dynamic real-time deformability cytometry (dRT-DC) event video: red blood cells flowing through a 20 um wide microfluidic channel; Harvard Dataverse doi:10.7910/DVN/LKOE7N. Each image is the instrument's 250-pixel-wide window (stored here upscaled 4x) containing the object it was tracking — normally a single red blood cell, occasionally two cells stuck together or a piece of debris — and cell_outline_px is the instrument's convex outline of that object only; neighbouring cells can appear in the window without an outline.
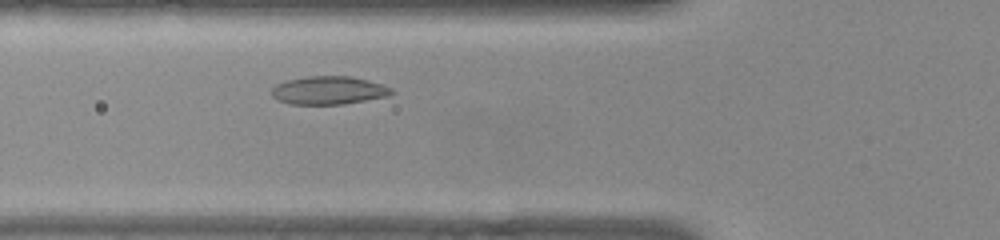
{"species": "common noctule bat (a hibernating species)", "species_latin": "Nyctalus noctula", "temperature_condition": "warm", "stored_images_in_passage": 19, "camera_frame_rate_fps": 3000, "um_per_image_px": 0.085, "animal": {"sex": "female", "body_mass_g": 22.0, "forearm_length_mm": 56.7}, "frame": {"image": 1, "passage_image": 8, "time_ms": 2.333, "image_size_px": [1000, 240], "cell_outline_px": [[396, 92], [388, 96], [344, 104], [288, 104], [272, 96], [272, 88], [276, 84], [284, 80], [308, 76], [352, 76], [384, 84], [392, 88]], "centroid_in_image_um": [27.97, 7.67], "position_along_channel_um": 97.8, "area_um2": 19.88}}
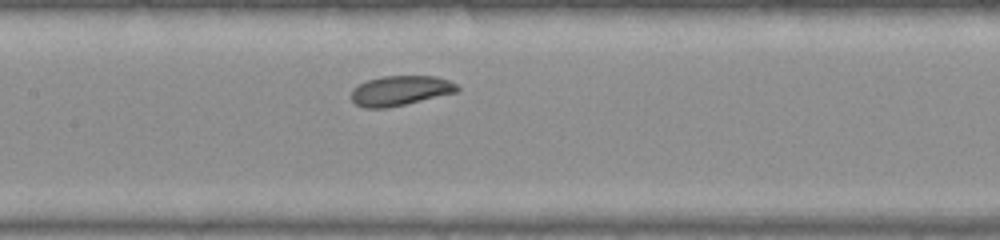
{"frame": {"image": 2, "passage_image": 14, "time_ms": 4.333, "image_size_px": [1000, 240], "cell_outline_px": [[460, 92], [388, 108], [364, 108], [356, 104], [352, 100], [352, 88], [368, 80], [380, 76], [436, 76], [448, 80], [456, 84], [460, 88]], "centroid_in_image_um": [34.06, 7.71], "position_along_channel_um": 173.3, "area_um2": 18.61}}
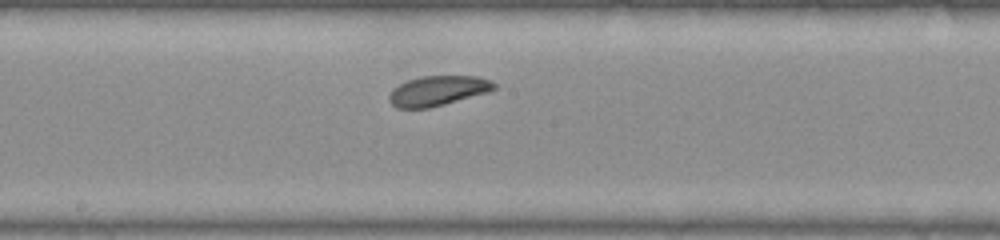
{"frame": {"image": 3, "passage_image": 17, "time_ms": 5.333, "image_size_px": [1000, 240], "cell_outline_px": [[496, 88], [488, 92], [444, 104], [428, 108], [396, 108], [388, 100], [388, 96], [392, 88], [408, 80], [424, 76], [476, 76], [492, 80], [496, 84]], "centroid_in_image_um": [37.21, 7.71], "position_along_channel_um": 211.0, "area_um2": 18.26}}